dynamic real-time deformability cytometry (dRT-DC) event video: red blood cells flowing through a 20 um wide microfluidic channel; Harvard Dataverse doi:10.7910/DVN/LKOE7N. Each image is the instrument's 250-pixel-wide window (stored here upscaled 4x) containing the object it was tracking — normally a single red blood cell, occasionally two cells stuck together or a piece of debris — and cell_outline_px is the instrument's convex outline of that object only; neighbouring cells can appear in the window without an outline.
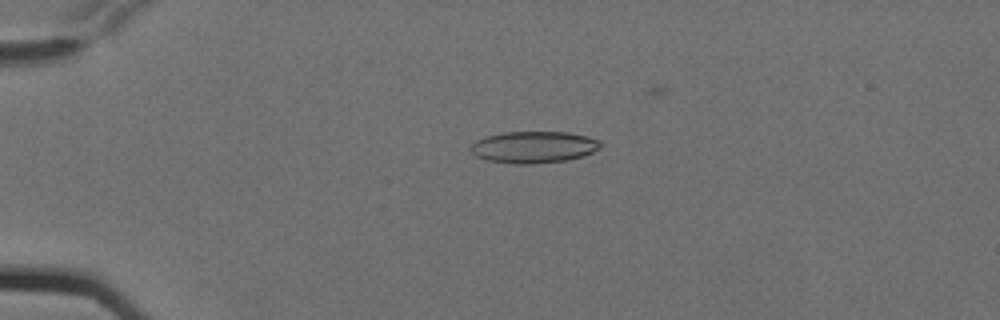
{"species": "Egyptian fruit bat (a non-hibernating species)", "species_latin": "Rousettus aegyptiacus", "temperature_condition": "cold", "stored_images_in_passage": 7, "camera_frame_rate_fps": 3000, "um_per_image_px": 0.085, "animal": {"sex": "female"}, "frame": {"image": 1, "passage_image": 5, "time_ms": 1.333, "image_size_px": [1000, 320], "cell_outline_px": [[600, 148], [584, 156], [564, 160], [532, 164], [516, 164], [488, 160], [476, 156], [472, 152], [472, 144], [476, 140], [488, 136], [504, 132], [568, 132], [588, 136], [600, 140]], "centroid_in_image_um": [45.4, 12.5], "position_along_channel_um": 39.6, "area_um2": 23.81}}